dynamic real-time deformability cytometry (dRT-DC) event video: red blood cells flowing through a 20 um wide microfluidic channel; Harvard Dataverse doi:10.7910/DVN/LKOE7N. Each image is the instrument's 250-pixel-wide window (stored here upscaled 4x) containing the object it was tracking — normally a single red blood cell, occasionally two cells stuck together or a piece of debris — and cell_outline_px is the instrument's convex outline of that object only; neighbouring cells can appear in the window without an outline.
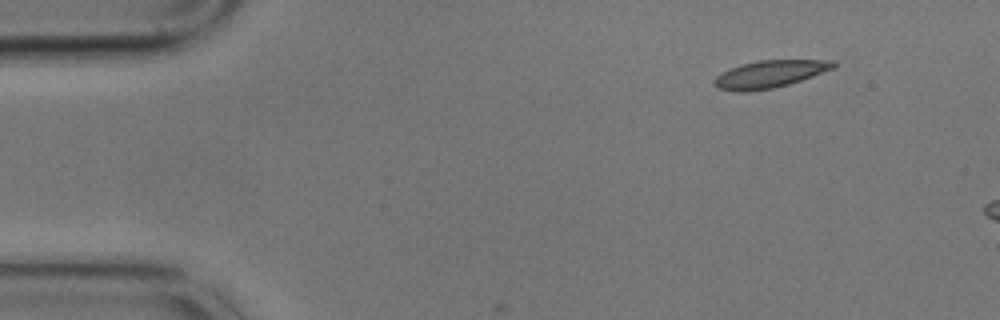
{"species": "common noctule bat (a hibernating species)", "species_latin": "Nyctalus noctula", "temperature_condition": "cold", "stored_images_in_passage": 4, "camera_frame_rate_fps": 3000, "um_per_image_px": 0.085, "animal": {"sex": "male", "body_mass_g": 17.9}, "frame": {"image": 1, "passage_image": 1, "time_ms": 0.0, "image_size_px": [1000, 320], "cell_outline_px": [[836, 68], [788, 84], [772, 88], [748, 92], [736, 92], [716, 88], [712, 84], [712, 80], [716, 76], [740, 64], [760, 60], [836, 60]], "centroid_in_image_um": [65.41, 6.3], "position_along_channel_um": 19.6, "area_um2": 19.07}}
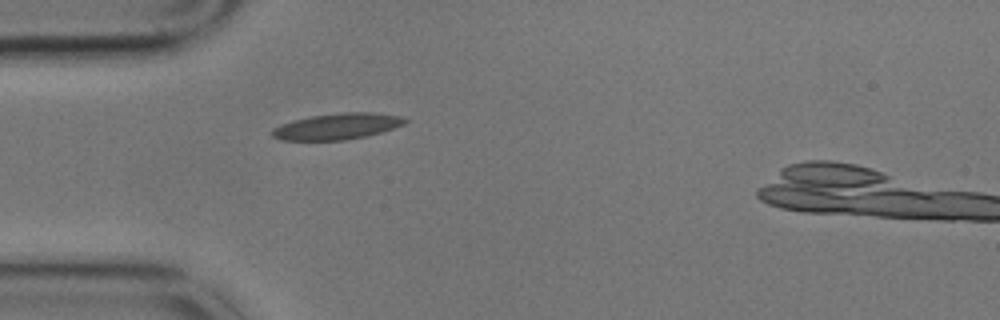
{"frame": {"image": 2, "passage_image": 4, "time_ms": 1.0, "image_size_px": [1000, 320], "cell_outline_px": [[408, 120], [404, 124], [380, 132], [364, 136], [344, 140], [280, 140], [272, 136], [268, 132], [272, 128], [280, 124], [312, 116], [340, 112], [372, 112], [400, 116]], "centroid_in_image_um": [28.6, 10.74], "position_along_channel_um": 56.4, "area_um2": 20.11}}